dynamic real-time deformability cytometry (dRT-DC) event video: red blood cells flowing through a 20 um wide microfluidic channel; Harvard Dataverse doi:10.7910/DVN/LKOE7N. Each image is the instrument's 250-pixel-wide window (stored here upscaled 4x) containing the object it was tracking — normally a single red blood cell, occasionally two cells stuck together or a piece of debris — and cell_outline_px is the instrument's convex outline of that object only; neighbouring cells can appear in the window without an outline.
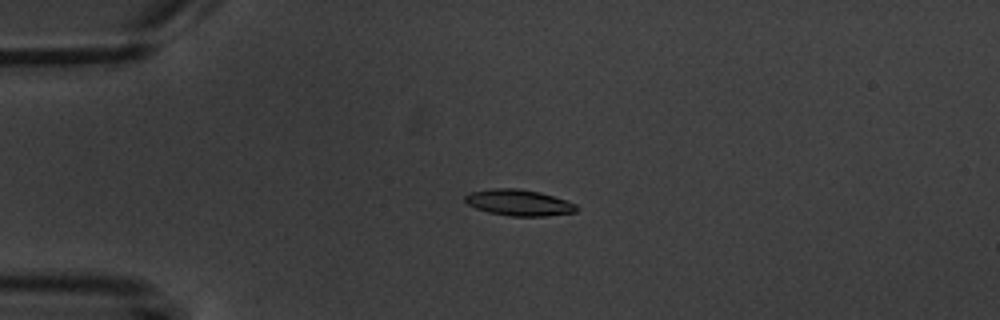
{"species": "common noctule bat (a hibernating species)", "species_latin": "Nyctalus noctula", "temperature_condition": "warm", "stored_images_in_passage": 5, "camera_frame_rate_fps": 3000, "um_per_image_px": 0.085, "animal": {"sex": "male", "body_mass_g": 20.1, "forearm_length_mm": 53.5}, "frame": {"image": 1, "passage_image": 4, "time_ms": 3.667, "image_size_px": [1000, 320], "cell_outline_px": [[580, 208], [576, 212], [544, 216], [508, 216], [488, 212], [476, 208], [468, 204], [464, 200], [464, 196], [468, 192], [492, 188], [520, 188], [540, 192], [576, 204]], "centroid_in_image_um": [44.08, 17.22], "position_along_channel_um": 40.9, "area_um2": 17.11}}